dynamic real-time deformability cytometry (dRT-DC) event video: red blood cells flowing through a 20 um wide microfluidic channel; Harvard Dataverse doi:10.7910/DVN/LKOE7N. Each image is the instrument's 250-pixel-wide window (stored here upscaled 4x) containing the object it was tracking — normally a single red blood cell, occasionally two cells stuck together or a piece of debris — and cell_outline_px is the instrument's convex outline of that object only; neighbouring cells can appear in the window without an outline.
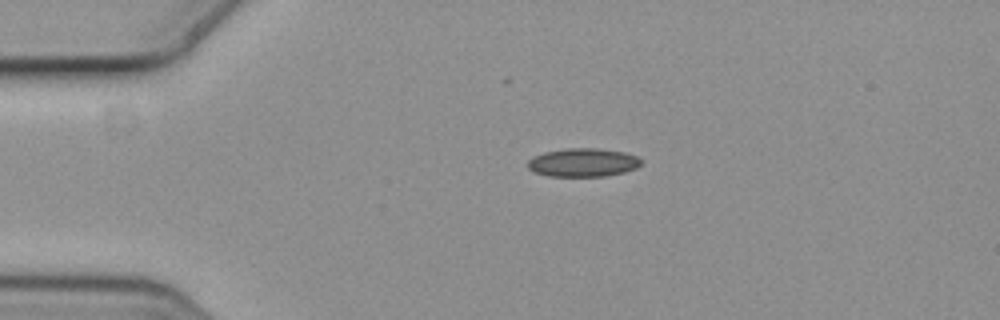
{"species": "common noctule bat (a hibernating species)", "species_latin": "Nyctalus noctula", "temperature_condition": "cold", "stored_images_in_passage": 5, "camera_frame_rate_fps": 3000, "um_per_image_px": 0.085, "animal": {"sex": "female", "body_mass_g": 19.3, "forearm_length_mm": 54.1}, "frame": {"image": 1, "passage_image": 1, "time_ms": 0.0, "image_size_px": [1000, 320], "cell_outline_px": [[640, 164], [636, 168], [624, 172], [604, 176], [548, 176], [536, 172], [528, 168], [528, 160], [532, 156], [544, 152], [564, 148], [596, 148], [624, 152], [636, 156], [640, 160]], "centroid_in_image_um": [49.52, 13.8], "position_along_channel_um": 35.5, "area_um2": 18.73}}
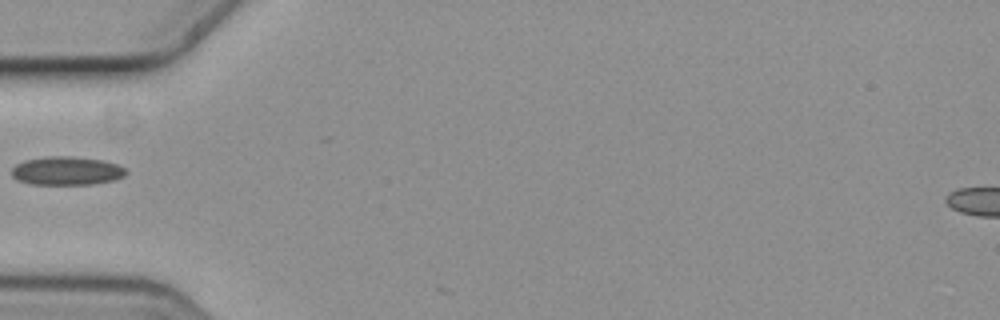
{"frame": {"image": 2, "passage_image": 3, "time_ms": 0.667, "image_size_px": [1000, 320], "cell_outline_px": [[128, 172], [124, 176], [116, 180], [92, 184], [32, 184], [16, 180], [12, 176], [12, 168], [16, 164], [24, 160], [44, 156], [72, 156], [104, 160], [116, 164], [124, 168]], "centroid_in_image_um": [5.66, 14.51], "position_along_channel_um": 79.3, "area_um2": 19.19}}
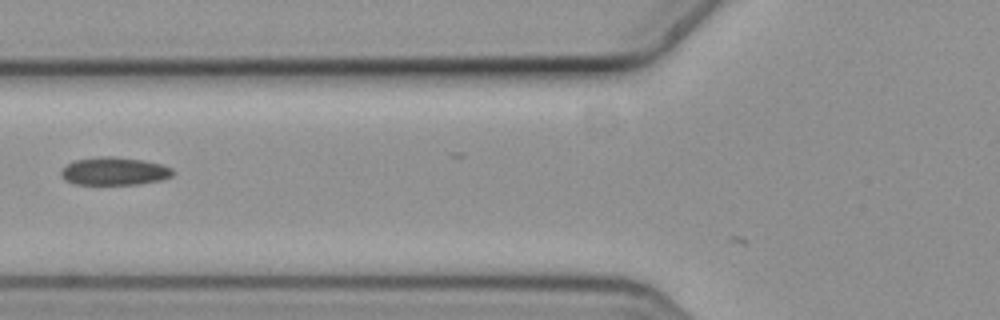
{"frame": {"image": 3, "passage_image": 4, "time_ms": 1.0, "image_size_px": [1000, 320], "cell_outline_px": [[176, 172], [172, 176], [160, 180], [140, 184], [72, 184], [64, 180], [60, 172], [68, 164], [76, 160], [100, 156], [112, 156], [144, 160], [160, 164], [172, 168]], "centroid_in_image_um": [9.74, 14.55], "position_along_channel_um": 116.1, "area_um2": 18.21}}